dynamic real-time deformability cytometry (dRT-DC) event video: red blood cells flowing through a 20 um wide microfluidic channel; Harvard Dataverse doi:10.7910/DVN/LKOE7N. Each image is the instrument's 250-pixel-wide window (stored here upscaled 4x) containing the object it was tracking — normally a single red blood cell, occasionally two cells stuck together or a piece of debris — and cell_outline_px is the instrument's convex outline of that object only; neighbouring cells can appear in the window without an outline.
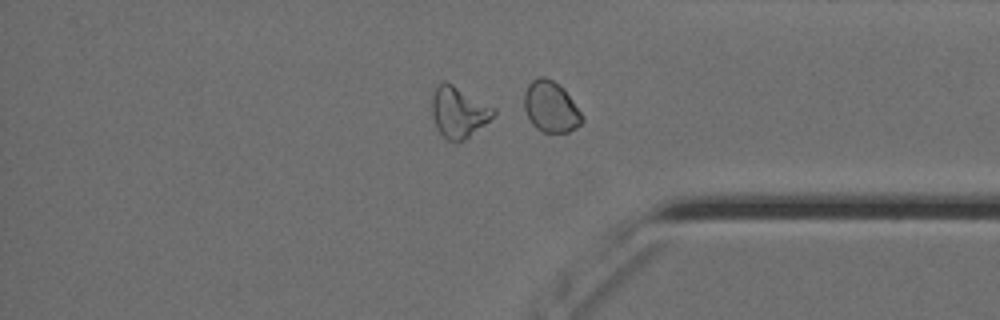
{"species": "Egyptian fruit bat (a non-hibernating species)", "species_latin": "Rousettus aegyptiacus", "temperature_condition": "cold", "stored_images_in_passage": 63, "segment_of_instrument_passage": [2, 2], "camera_frame_rate_fps": 3000, "um_per_image_px": 0.085, "animal": {"sex": "female"}, "frame": {"image": 1, "passage_image": 54, "time_ms": 17.667, "image_size_px": [1000, 320], "cell_outline_px": [[496, 112], [484, 124], [464, 140], [456, 144], [448, 140], [436, 128], [432, 116], [432, 96], [436, 84], [444, 80], [452, 84], [496, 108]], "centroid_in_image_um": [38.95, 9.52], "position_along_channel_um": 396.2, "area_um2": 18.26}}